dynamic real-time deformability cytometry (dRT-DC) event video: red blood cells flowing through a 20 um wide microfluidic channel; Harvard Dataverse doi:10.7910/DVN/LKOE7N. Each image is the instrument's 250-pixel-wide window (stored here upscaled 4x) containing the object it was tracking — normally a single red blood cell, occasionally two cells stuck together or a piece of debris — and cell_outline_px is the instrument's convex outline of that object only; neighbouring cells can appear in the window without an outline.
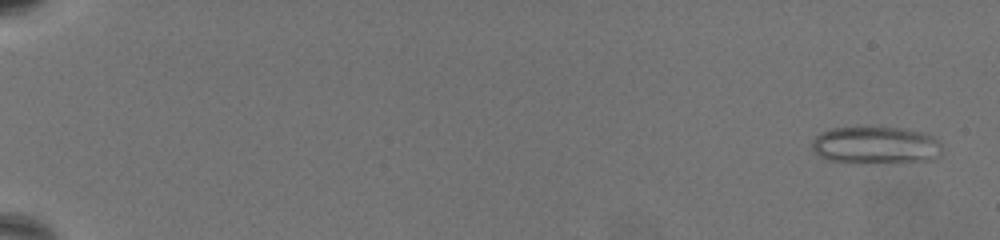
{"species": "common noctule bat (a hibernating species)", "species_latin": "Nyctalus noctula", "temperature_condition": "warm", "stored_images_in_passage": 68, "camera_frame_rate_fps": 3000, "um_per_image_px": 0.085, "animal": {"sex": "female", "body_mass_g": 19.5, "forearm_length_mm": 54.1}, "frame": {"image": 1, "passage_image": 3, "time_ms": 0.667, "image_size_px": [1000, 240], "cell_outline_px": [[940, 152], [936, 160], [848, 164], [828, 160], [820, 156], [812, 148], [812, 140], [820, 132], [828, 128], [856, 124], [872, 124], [908, 128], [928, 132], [936, 136], [940, 140]], "centroid_in_image_um": [74.43, 12.28], "position_along_channel_um": 10.6, "area_um2": 30.35}}
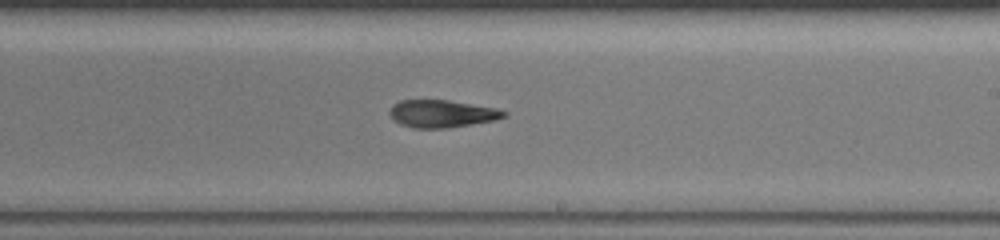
{"frame": {"image": 2, "passage_image": 44, "time_ms": 14.333, "image_size_px": [1000, 240], "cell_outline_px": [[508, 116], [496, 120], [448, 128], [412, 128], [400, 124], [392, 120], [388, 112], [392, 104], [400, 100], [448, 100], [496, 108], [508, 112]], "centroid_in_image_um": [37.54, 9.67], "position_along_channel_um": 251.5, "area_um2": 18.55}}
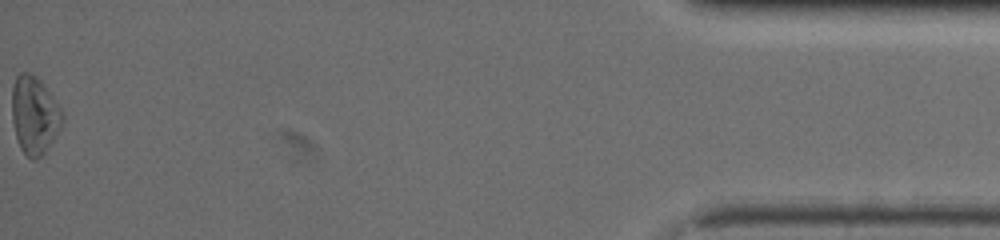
{"frame": {"image": 3, "passage_image": 68, "time_ms": 22.333, "image_size_px": [1000, 240], "cell_outline_px": [[64, 120], [60, 128], [44, 152], [36, 160], [32, 160], [20, 148], [16, 140], [12, 120], [12, 88], [16, 76], [20, 72], [32, 72], [40, 80], [64, 112]], "centroid_in_image_um": [2.91, 9.77], "position_along_channel_um": 432.3, "area_um2": 22.89}, "authors_computed_cell_mechanics": {"area_um2": 20.3456, "velocity_mm_per_s": 3.2782, "shape_relaxation_time_tau1_ms": 10.5561, "shape_relaxation_time_tau2_ms": 3.2939, "deformation_change_tau1": 0.2516, "deformation_change_tau2": 0.1192}}